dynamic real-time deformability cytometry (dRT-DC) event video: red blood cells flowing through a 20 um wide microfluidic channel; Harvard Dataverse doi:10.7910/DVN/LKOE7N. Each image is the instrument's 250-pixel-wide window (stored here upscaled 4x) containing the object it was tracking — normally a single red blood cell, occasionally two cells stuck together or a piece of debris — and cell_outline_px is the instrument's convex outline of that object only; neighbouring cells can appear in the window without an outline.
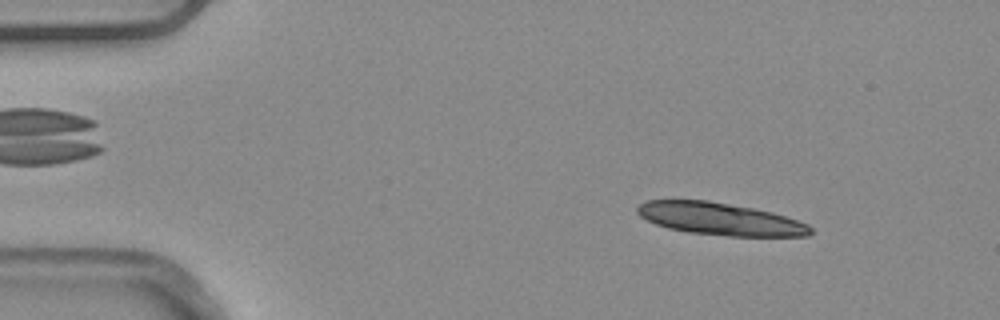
{"species": "common noctule bat (a hibernating species)", "species_latin": "Nyctalus noctula", "temperature_condition": "warm", "stored_images_in_passage": 4, "camera_frame_rate_fps": 3000, "um_per_image_px": 0.085, "animal": {"sex": "male", "body_mass_g": 20.4}, "frame": {"image": 1, "passage_image": 2, "time_ms": 0.333, "image_size_px": [1000, 320], "cell_outline_px": [[812, 232], [808, 236], [728, 236], [688, 232], [668, 228], [656, 224], [640, 216], [636, 212], [636, 208], [640, 204], [648, 200], [708, 200], [752, 208], [772, 212], [808, 224], [812, 228]], "centroid_in_image_um": [61.19, 18.61], "position_along_channel_um": 23.8, "area_um2": 32.48}}